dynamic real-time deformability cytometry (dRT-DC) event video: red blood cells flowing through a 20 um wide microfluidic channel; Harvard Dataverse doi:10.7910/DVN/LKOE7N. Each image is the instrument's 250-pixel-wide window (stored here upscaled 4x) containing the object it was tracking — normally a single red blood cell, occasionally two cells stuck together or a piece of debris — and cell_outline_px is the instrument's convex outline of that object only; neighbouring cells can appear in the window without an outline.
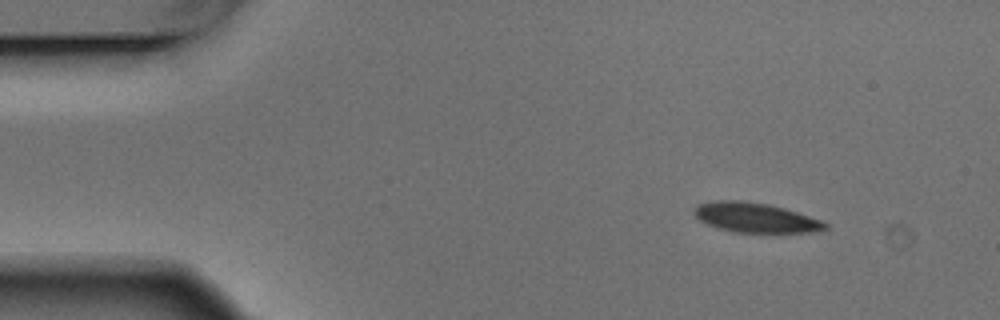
{"species": "Egyptian fruit bat (a non-hibernating species)", "species_latin": "Rousettus aegyptiacus", "temperature_condition": "warm", "stored_images_in_passage": 7, "camera_frame_rate_fps": 3000, "um_per_image_px": 0.085, "animal": {"sex": "male"}, "frame": {"image": 1, "passage_image": 1, "time_ms": 0.0, "image_size_px": [1000, 320], "cell_outline_px": [[828, 228], [820, 232], [732, 232], [708, 224], [700, 220], [692, 212], [696, 204], [716, 200], [744, 200], [768, 204], [784, 208], [820, 220], [828, 224]], "centroid_in_image_um": [64.19, 18.49], "position_along_channel_um": 20.8, "area_um2": 22.66}}
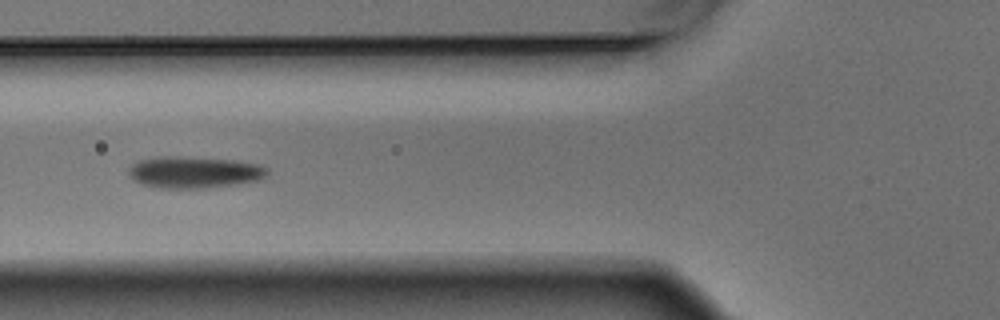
{"frame": {"image": 2, "passage_image": 5, "time_ms": 1.333, "image_size_px": [1000, 320], "cell_outline_px": [[268, 172], [260, 180], [240, 184], [204, 188], [160, 188], [140, 184], [132, 180], [128, 172], [128, 168], [132, 164], [140, 160], [160, 156], [180, 156], [236, 160], [260, 164], [268, 168]], "centroid_in_image_um": [16.51, 14.64], "position_along_channel_um": 109.3, "area_um2": 25.95}}
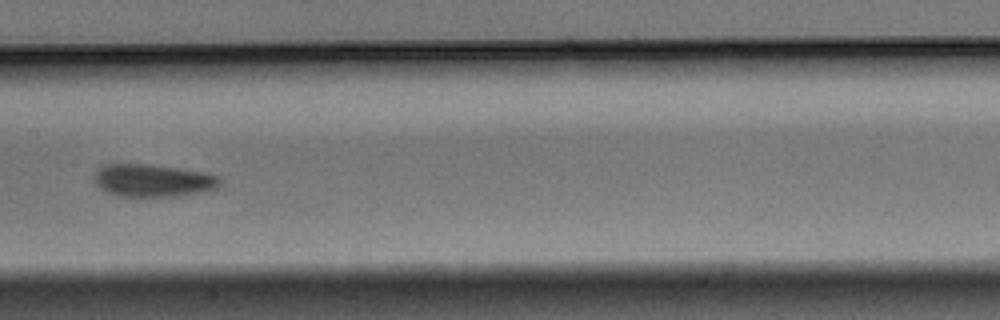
{"frame": {"image": 3, "passage_image": 7, "time_ms": 2.0, "image_size_px": [1000, 320], "cell_outline_px": [[220, 184], [216, 188], [204, 192], [180, 196], [136, 200], [116, 196], [100, 188], [92, 180], [96, 172], [104, 164], [148, 164], [208, 172], [220, 176]], "centroid_in_image_um": [13.0, 15.39], "position_along_channel_um": 194.4, "area_um2": 25.03}}